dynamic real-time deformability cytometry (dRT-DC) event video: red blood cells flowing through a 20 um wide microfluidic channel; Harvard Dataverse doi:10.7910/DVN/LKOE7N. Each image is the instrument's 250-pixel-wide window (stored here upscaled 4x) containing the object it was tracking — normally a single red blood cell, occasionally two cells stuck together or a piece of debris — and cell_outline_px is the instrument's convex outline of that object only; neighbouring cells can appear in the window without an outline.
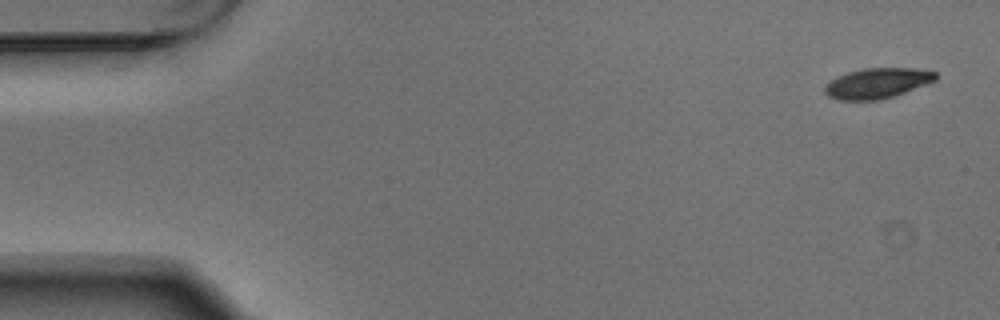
{"species": "Egyptian fruit bat (a non-hibernating species)", "species_latin": "Rousettus aegyptiacus", "temperature_condition": "warm", "stored_images_in_passage": 5, "camera_frame_rate_fps": 3000, "um_per_image_px": 0.085, "animal": {"sex": "male"}, "frame": {"image": 1, "passage_image": 1, "time_ms": 0.0, "image_size_px": [1000, 320], "cell_outline_px": [[936, 80], [904, 92], [880, 100], [840, 100], [828, 96], [824, 92], [824, 88], [836, 76], [848, 72], [864, 68], [916, 68], [936, 72]], "centroid_in_image_um": [74.55, 7.07], "position_along_channel_um": 10.4, "area_um2": 19.36}}
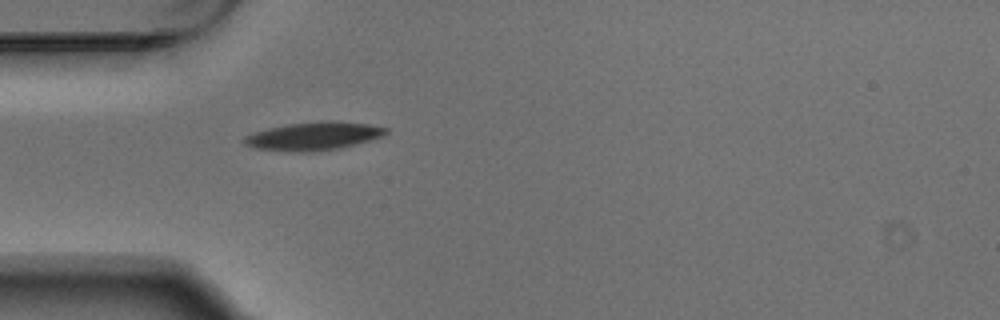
{"frame": {"image": 2, "passage_image": 5, "time_ms": 1.333, "image_size_px": [1000, 320], "cell_outline_px": [[388, 132], [372, 140], [340, 148], [312, 152], [296, 152], [256, 148], [244, 144], [244, 136], [252, 132], [268, 128], [288, 124], [328, 120], [332, 120], [368, 124], [388, 128]], "centroid_in_image_um": [26.66, 11.56], "position_along_channel_um": 58.3, "area_um2": 23.29}}